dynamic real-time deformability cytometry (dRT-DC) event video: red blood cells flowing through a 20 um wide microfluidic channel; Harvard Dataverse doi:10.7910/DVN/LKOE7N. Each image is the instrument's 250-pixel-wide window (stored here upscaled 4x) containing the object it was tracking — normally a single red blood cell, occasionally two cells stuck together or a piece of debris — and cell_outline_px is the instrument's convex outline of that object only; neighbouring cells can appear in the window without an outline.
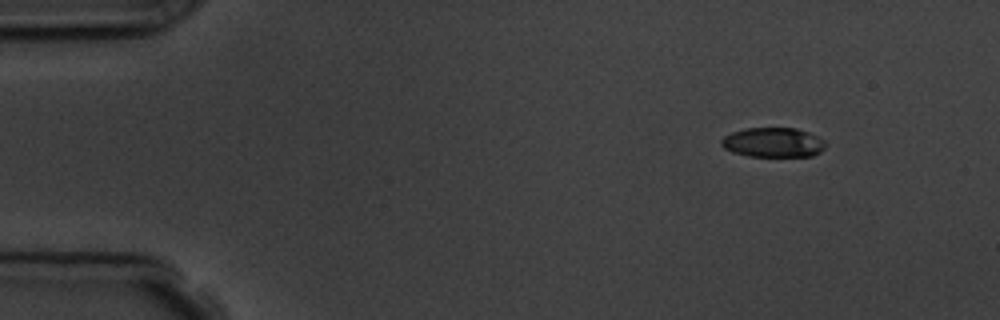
{"species": "common noctule bat (a hibernating species)", "species_latin": "Nyctalus noctula", "temperature_condition": "room temperature", "stored_images_in_passage": 3, "camera_frame_rate_fps": 3000, "um_per_image_px": 0.085, "animal": {"sex": "male", "body_mass_g": 19.5, "forearm_length_mm": 54.6}, "frame": {"image": 1, "passage_image": 1, "time_ms": 0.0, "image_size_px": [1000, 320], "cell_outline_px": [[828, 144], [820, 152], [812, 156], [748, 156], [732, 152], [724, 148], [720, 144], [720, 140], [724, 136], [732, 132], [744, 128], [796, 128], [808, 132], [824, 140]], "centroid_in_image_um": [65.71, 12.1], "position_along_channel_um": 19.3, "area_um2": 18.09}}